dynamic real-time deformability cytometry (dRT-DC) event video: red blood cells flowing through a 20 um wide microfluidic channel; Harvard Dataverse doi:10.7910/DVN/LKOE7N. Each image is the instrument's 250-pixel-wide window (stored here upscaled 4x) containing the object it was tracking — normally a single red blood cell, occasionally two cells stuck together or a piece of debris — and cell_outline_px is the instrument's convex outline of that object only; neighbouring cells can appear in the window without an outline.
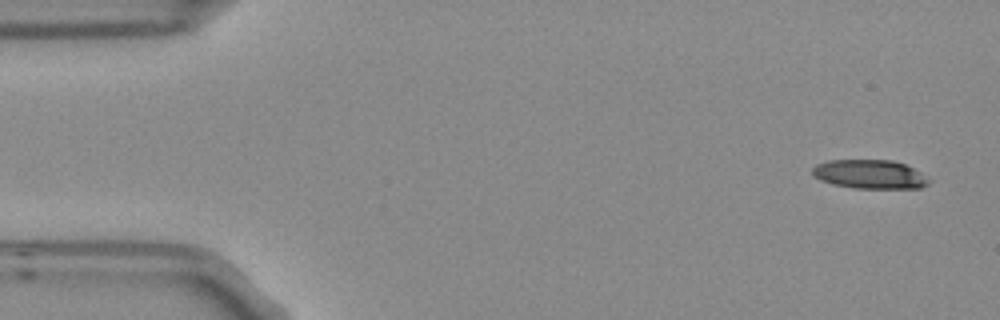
{"species": "Egyptian fruit bat (a non-hibernating species)", "species_latin": "Rousettus aegyptiacus", "temperature_condition": "room temperature", "stored_images_in_passage": 8, "camera_frame_rate_fps": 3000, "um_per_image_px": 0.085, "frame": {"image": 1, "passage_image": 1, "time_ms": 0.0, "image_size_px": [1000, 320], "cell_outline_px": [[928, 184], [920, 188], [856, 188], [832, 184], [820, 180], [812, 176], [812, 168], [816, 164], [828, 160], [892, 160], [904, 164], [920, 172], [928, 180]], "centroid_in_image_um": [73.87, 14.81], "position_along_channel_um": 11.1, "area_um2": 19.54}}
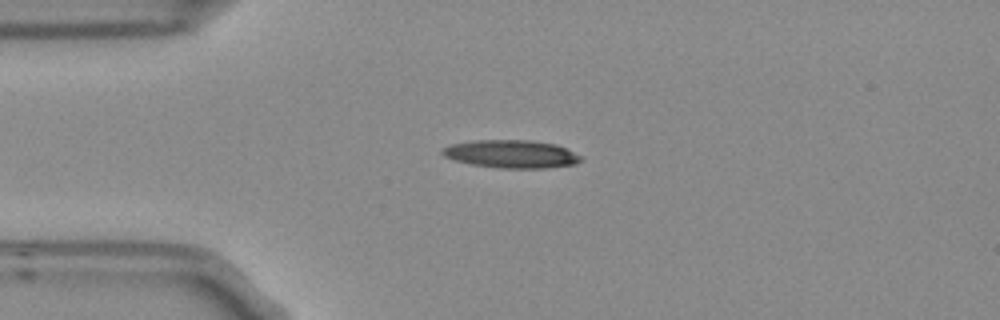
{"frame": {"image": 2, "passage_image": 4, "time_ms": 1.0, "image_size_px": [1000, 320], "cell_outline_px": [[584, 160], [576, 164], [548, 168], [500, 168], [472, 164], [456, 160], [444, 156], [440, 152], [440, 148], [452, 144], [472, 140], [532, 140], [556, 144], [584, 156]], "centroid_in_image_um": [43.51, 13.08], "position_along_channel_um": 41.5, "area_um2": 22.83}}